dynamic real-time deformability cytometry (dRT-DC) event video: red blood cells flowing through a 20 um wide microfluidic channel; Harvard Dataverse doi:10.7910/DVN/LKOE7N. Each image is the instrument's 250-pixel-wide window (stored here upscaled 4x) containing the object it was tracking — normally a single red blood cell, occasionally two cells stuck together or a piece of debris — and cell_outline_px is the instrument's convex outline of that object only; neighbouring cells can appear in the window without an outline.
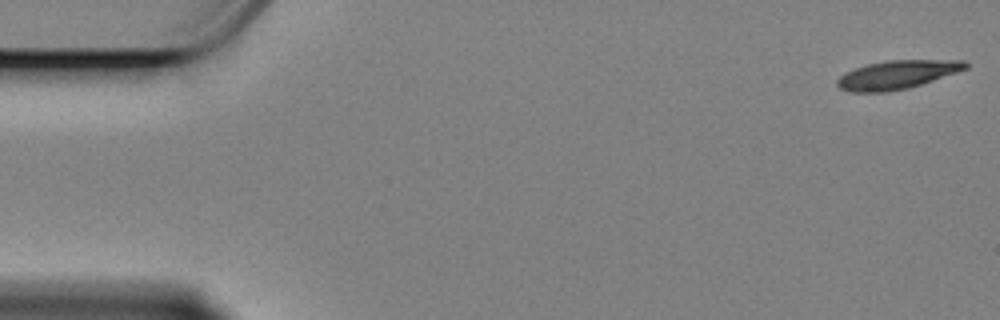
{"species": "Egyptian fruit bat (a non-hibernating species)", "species_latin": "Rousettus aegyptiacus", "temperature_condition": "cold", "stored_images_in_passage": 46, "camera_frame_rate_fps": 3000, "um_per_image_px": 0.085, "animal": {"sex": "female"}, "frame": {"image": 1, "passage_image": 1, "time_ms": 0.0, "image_size_px": [1000, 320], "cell_outline_px": [[968, 68], [908, 88], [888, 92], [848, 92], [840, 88], [836, 84], [836, 80], [844, 72], [868, 64], [888, 60], [968, 60]], "centroid_in_image_um": [76.22, 6.35], "position_along_channel_um": 8.8, "area_um2": 21.27}}
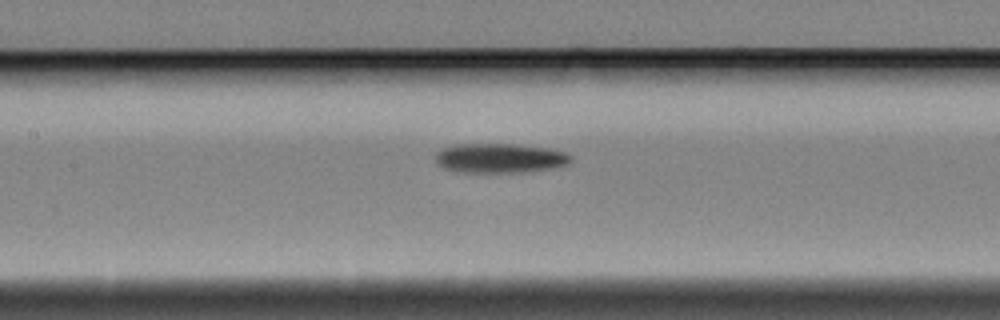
{"frame": {"image": 2, "passage_image": 26, "time_ms": 8.333, "image_size_px": [1000, 320], "cell_outline_px": [[572, 160], [568, 164], [552, 168], [516, 172], [464, 172], [444, 168], [436, 164], [436, 152], [452, 144], [516, 144], [548, 148], [564, 152], [572, 156]], "centroid_in_image_um": [42.47, 13.43], "position_along_channel_um": 164.9, "area_um2": 23.18}}
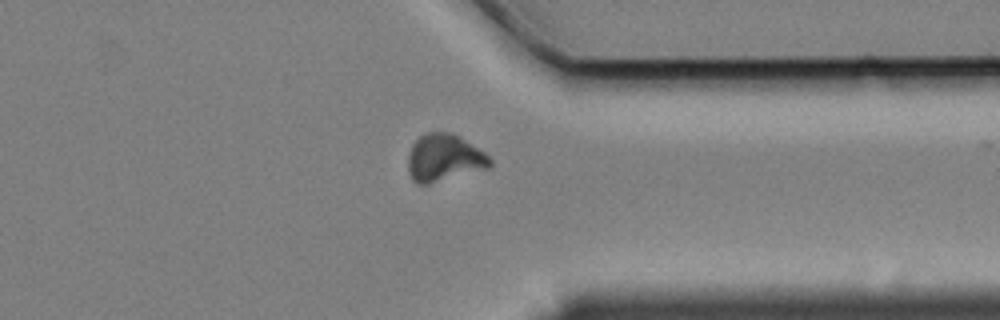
{"frame": {"image": 3, "passage_image": 45, "time_ms": 14.667, "image_size_px": [1000, 320], "cell_outline_px": [[492, 164], [488, 168], [428, 184], [416, 184], [412, 180], [408, 172], [408, 156], [412, 144], [424, 132], [448, 132], [460, 136], [484, 152], [492, 160]], "centroid_in_image_um": [37.73, 13.42], "position_along_channel_um": 373.7, "area_um2": 22.6}}